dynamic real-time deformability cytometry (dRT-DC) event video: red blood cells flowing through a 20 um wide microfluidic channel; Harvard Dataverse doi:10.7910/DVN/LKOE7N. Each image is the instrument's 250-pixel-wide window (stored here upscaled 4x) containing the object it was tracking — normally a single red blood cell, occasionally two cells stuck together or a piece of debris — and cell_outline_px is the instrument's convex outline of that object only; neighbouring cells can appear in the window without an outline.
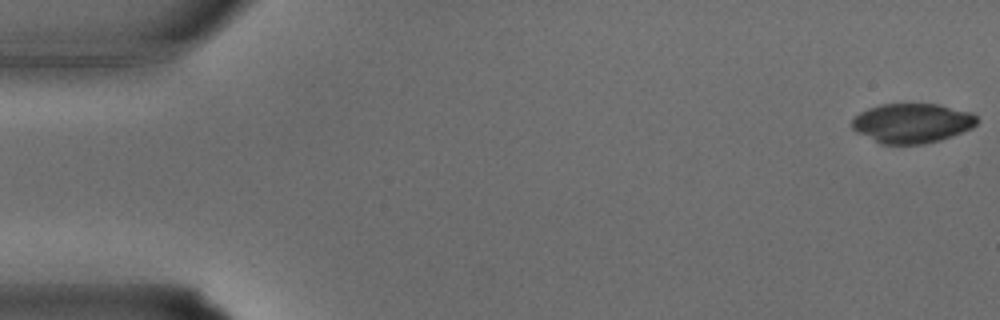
{"species": "common noctule bat (a hibernating species)", "species_latin": "Nyctalus noctula", "temperature_condition": "warm", "stored_images_in_passage": 25, "camera_frame_rate_fps": 3000, "um_per_image_px": 0.085, "animal": {"sex": "male", "body_mass_g": 15.6}, "frame": {"image": 1, "passage_image": 1, "time_ms": 0.0, "image_size_px": [1000, 320], "cell_outline_px": [[980, 120], [972, 128], [952, 136], [940, 140], [924, 144], [880, 144], [856, 132], [852, 128], [852, 120], [860, 112], [868, 108], [880, 104], [936, 104], [972, 112]], "centroid_in_image_um": [77.53, 10.47], "position_along_channel_um": 7.5, "area_um2": 28.96}}
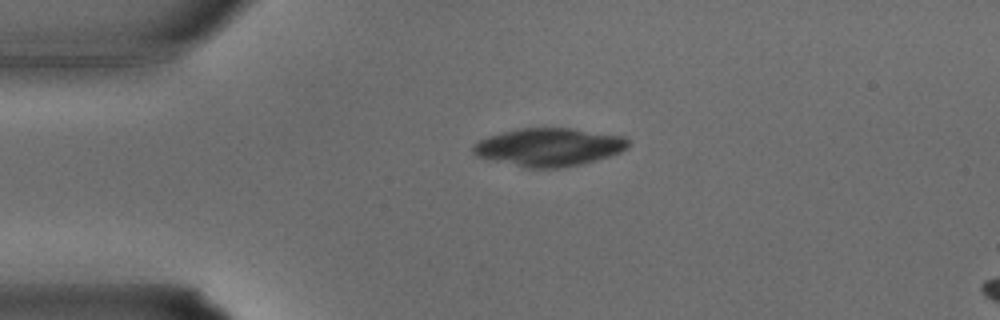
{"frame": {"image": 2, "passage_image": 8, "time_ms": 2.333, "image_size_px": [1000, 320], "cell_outline_px": [[628, 148], [620, 152], [596, 160], [580, 164], [560, 168], [524, 168], [476, 156], [472, 152], [472, 144], [488, 136], [516, 128], [572, 128], [624, 136], [628, 140]], "centroid_in_image_um": [46.63, 12.5], "position_along_channel_um": 38.4, "area_um2": 34.51}}